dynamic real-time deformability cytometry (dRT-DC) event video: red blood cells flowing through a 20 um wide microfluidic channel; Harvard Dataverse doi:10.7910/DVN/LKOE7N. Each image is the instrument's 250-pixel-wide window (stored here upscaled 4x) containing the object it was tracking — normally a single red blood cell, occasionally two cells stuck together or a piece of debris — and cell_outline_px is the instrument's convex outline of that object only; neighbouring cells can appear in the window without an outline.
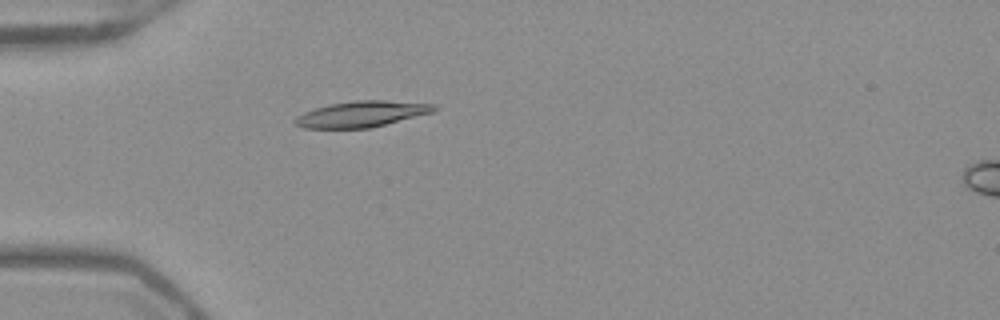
{"species": "Egyptian fruit bat (a non-hibernating species)", "species_latin": "Rousettus aegyptiacus", "temperature_condition": "warm", "stored_images_in_passage": 37, "camera_frame_rate_fps": 3000, "um_per_image_px": 0.085, "frame": {"image": 1, "passage_image": 1, "time_ms": 0.0, "image_size_px": [1000, 320], "cell_outline_px": [[440, 108], [432, 112], [368, 128], [304, 128], [296, 124], [296, 116], [304, 112], [328, 104], [356, 100], [384, 100], [436, 104]], "centroid_in_image_um": [30.75, 9.68], "position_along_channel_um": 54.2, "area_um2": 20.75}}
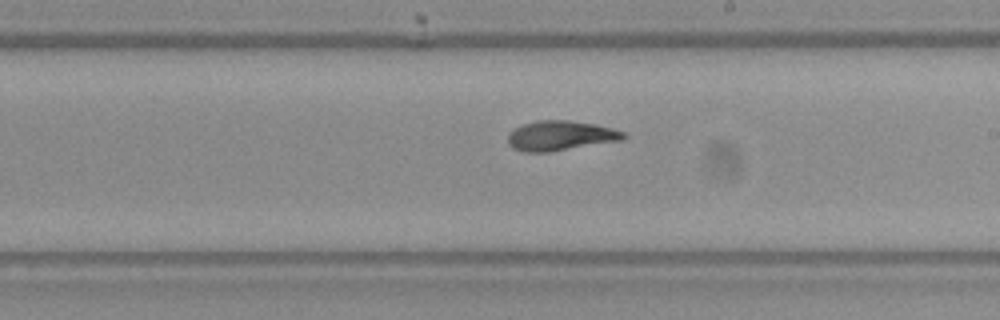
{"frame": {"image": 2, "passage_image": 16, "time_ms": 5.0, "image_size_px": [1000, 320], "cell_outline_px": [[628, 136], [624, 140], [548, 152], [524, 152], [512, 148], [508, 144], [508, 132], [512, 128], [536, 120], [572, 120], [596, 124], [612, 128], [624, 132]], "centroid_in_image_um": [47.63, 11.53], "position_along_channel_um": 241.4, "area_um2": 20.4}}
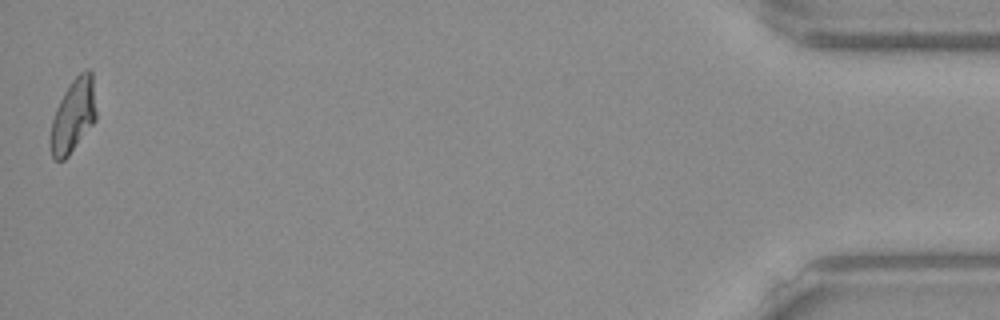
{"frame": {"image": 3, "passage_image": 37, "time_ms": 12.0, "image_size_px": [1000, 320], "cell_outline_px": [[96, 120], [68, 156], [64, 160], [56, 160], [52, 156], [48, 144], [48, 140], [52, 120], [56, 108], [64, 92], [72, 80], [80, 72], [88, 68], [92, 72], [96, 112]], "centroid_in_image_um": [6.2, 9.85], "position_along_channel_um": 429.0, "area_um2": 19.71}, "authors_computed_cell_mechanics": {"area_um2": 19.941, "velocity_mm_per_s": 3.9392, "shape_relaxation_time_tau1_ms": null, "shape_relaxation_time_tau2_ms": 2.0596, "deformation_change_tau1": null, "deformation_change_tau2": 0.0706}}